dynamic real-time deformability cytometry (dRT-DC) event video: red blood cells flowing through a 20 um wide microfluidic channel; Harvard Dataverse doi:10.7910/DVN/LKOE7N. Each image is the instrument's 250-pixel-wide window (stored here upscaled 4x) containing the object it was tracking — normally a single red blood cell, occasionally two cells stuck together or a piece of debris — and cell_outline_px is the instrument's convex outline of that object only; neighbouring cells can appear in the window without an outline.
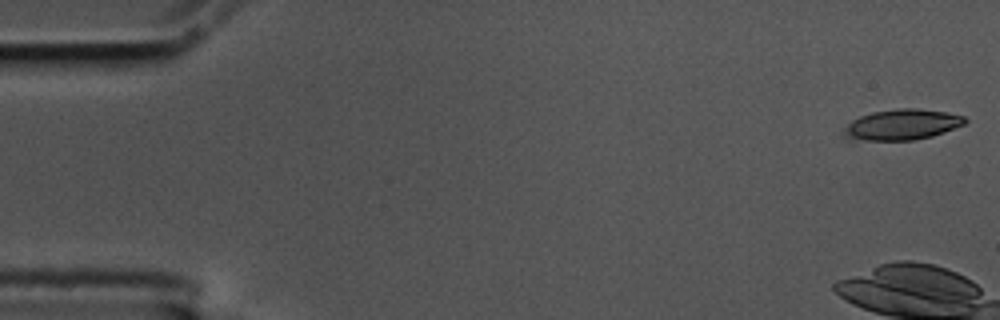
{"species": "common noctule bat (a hibernating species)", "species_latin": "Nyctalus noctula", "temperature_condition": "cold", "stored_images_in_passage": 5, "camera_frame_rate_fps": 3000, "um_per_image_px": 0.085, "animal": {"sex": "male", "body_mass_g": 17.5, "forearm_length_mm": 52.3}, "frame": {"image": 1, "passage_image": 1, "time_ms": 0.0, "image_size_px": [1000, 320], "cell_outline_px": [[968, 120], [964, 124], [944, 132], [932, 136], [912, 140], [868, 140], [844, 136], [840, 132], [852, 120], [860, 116], [872, 112], [896, 108], [920, 108], [948, 112], [964, 116]], "centroid_in_image_um": [76.69, 10.57], "position_along_channel_um": 8.3, "area_um2": 21.62}}